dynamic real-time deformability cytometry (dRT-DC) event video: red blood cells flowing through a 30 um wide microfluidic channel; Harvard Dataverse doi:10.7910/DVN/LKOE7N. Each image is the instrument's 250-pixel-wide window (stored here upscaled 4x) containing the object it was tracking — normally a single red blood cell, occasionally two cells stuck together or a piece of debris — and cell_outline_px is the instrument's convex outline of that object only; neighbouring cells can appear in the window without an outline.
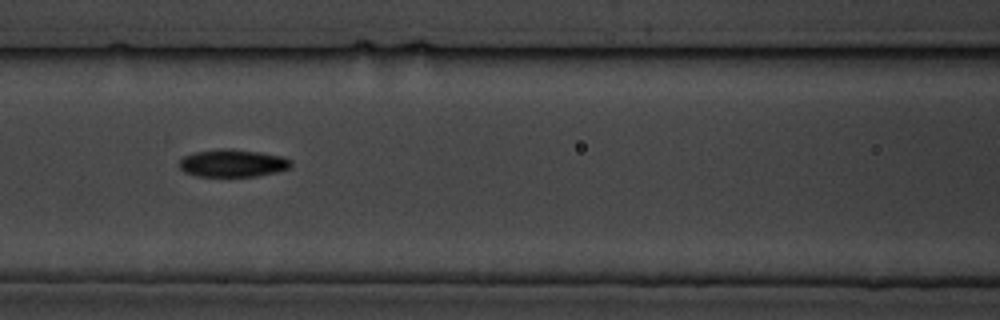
{"species": "common noctule bat (a hibernating species)", "species_latin": "Nyctalus noctula", "temperature_condition": "cold", "stored_images_in_passage": 12, "camera_frame_rate_fps": 3000, "um_per_image_px": 0.085, "animal": {"sex": "male", "body_mass_g": 19.5, "forearm_length_mm": 54.6}, "frame": {"image": 1, "passage_image": 6, "time_ms": 6.333, "image_size_px": [1000, 320], "cell_outline_px": [[292, 164], [288, 168], [276, 172], [256, 176], [196, 176], [184, 172], [180, 168], [180, 160], [184, 156], [196, 152], [224, 148], [232, 148], [260, 152], [284, 156], [292, 160]], "centroid_in_image_um": [19.8, 13.86], "position_along_channel_um": 146.8, "area_um2": 17.98}}
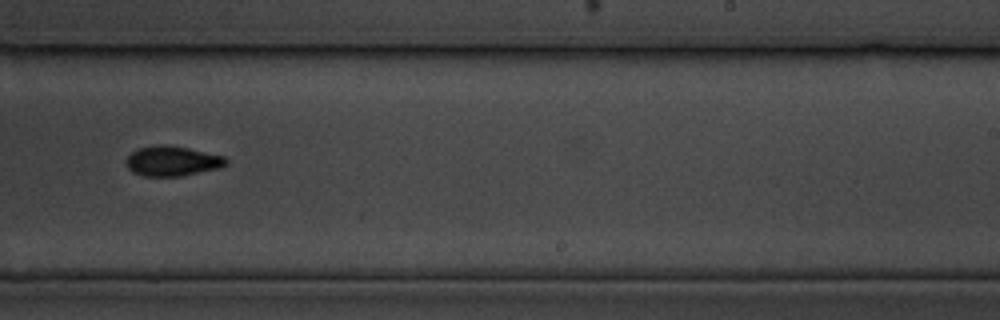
{"frame": {"image": 2, "passage_image": 9, "time_ms": 10.0, "image_size_px": [1000, 320], "cell_outline_px": [[228, 164], [220, 168], [180, 176], [144, 176], [132, 172], [128, 168], [128, 156], [136, 148], [160, 144], [164, 144], [188, 148], [224, 156], [228, 160]], "centroid_in_image_um": [14.66, 13.68], "position_along_channel_um": 274.3, "area_um2": 17.4}}
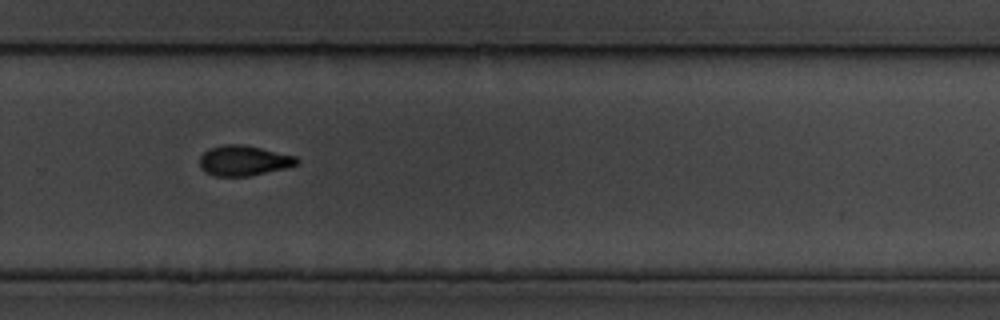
{"frame": {"image": 3, "passage_image": 10, "time_ms": 11.0, "image_size_px": [1000, 320], "cell_outline_px": [[300, 160], [296, 164], [288, 168], [248, 176], [216, 176], [204, 172], [200, 168], [200, 156], [208, 148], [224, 144], [240, 144], [260, 148], [296, 156]], "centroid_in_image_um": [20.7, 13.65], "position_along_channel_um": 309.1, "area_um2": 17.17}, "authors_computed_cell_mechanics": {"area_um2": 17.3689, "velocity_mm_per_s": 3.5014, "shape_relaxation_time_tau1_ms": 4.126, "shape_relaxation_time_tau2_ms": 3.7601, "deformation_change_tau1": 0.146, "deformation_change_tau2": 0.0903}}